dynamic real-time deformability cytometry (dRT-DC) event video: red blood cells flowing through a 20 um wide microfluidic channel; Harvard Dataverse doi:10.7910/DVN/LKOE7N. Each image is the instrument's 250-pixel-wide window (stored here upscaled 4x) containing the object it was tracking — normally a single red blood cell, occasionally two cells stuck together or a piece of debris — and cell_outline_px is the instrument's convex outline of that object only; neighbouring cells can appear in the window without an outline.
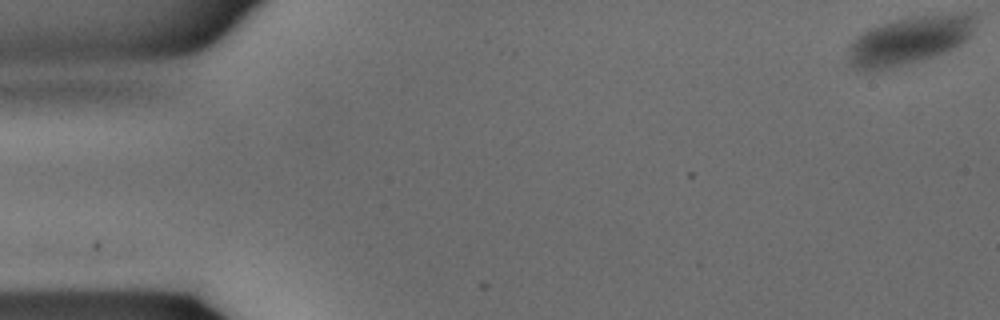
{"species": "common noctule bat (a hibernating species)", "species_latin": "Nyctalus noctula", "temperature_condition": "warm", "stored_images_in_passage": 6, "camera_frame_rate_fps": 3000, "um_per_image_px": 0.085, "animal": {"sex": "male", "body_mass_g": 15.6}, "frame": {"image": 1, "passage_image": 1, "time_ms": 0.0, "image_size_px": [1000, 320], "cell_outline_px": [[980, 16], [972, 36], [960, 44], [936, 56], [924, 60], [880, 72], [864, 72], [848, 64], [848, 48], [864, 32], [872, 28], [892, 20], [912, 16], [960, 12], [972, 12]], "centroid_in_image_um": [77.37, 3.44], "position_along_channel_um": 7.6, "area_um2": 36.7}}